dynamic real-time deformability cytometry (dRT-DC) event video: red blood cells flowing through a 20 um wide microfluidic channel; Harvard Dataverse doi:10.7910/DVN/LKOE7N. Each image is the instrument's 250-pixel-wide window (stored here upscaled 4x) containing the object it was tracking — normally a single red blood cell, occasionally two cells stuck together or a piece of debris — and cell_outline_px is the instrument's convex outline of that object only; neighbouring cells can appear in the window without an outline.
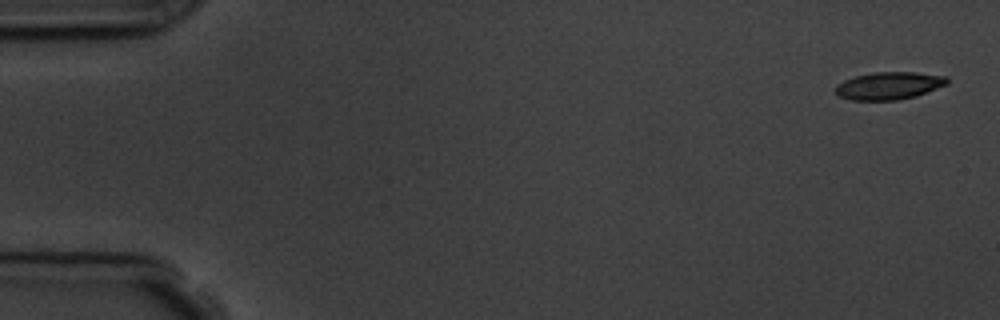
{"species": "common noctule bat (a hibernating species)", "species_latin": "Nyctalus noctula", "temperature_condition": "room temperature", "stored_images_in_passage": 5, "camera_frame_rate_fps": 3000, "um_per_image_px": 0.085, "animal": {"sex": "male", "body_mass_g": 19.5, "forearm_length_mm": 54.6}, "frame": {"image": 1, "passage_image": 1, "time_ms": 0.0, "image_size_px": [1000, 320], "cell_outline_px": [[948, 84], [916, 96], [896, 100], [852, 100], [836, 96], [836, 84], [844, 80], [856, 76], [876, 72], [912, 72], [948, 76]], "centroid_in_image_um": [75.56, 7.29], "position_along_channel_um": 9.4, "area_um2": 17.92}}
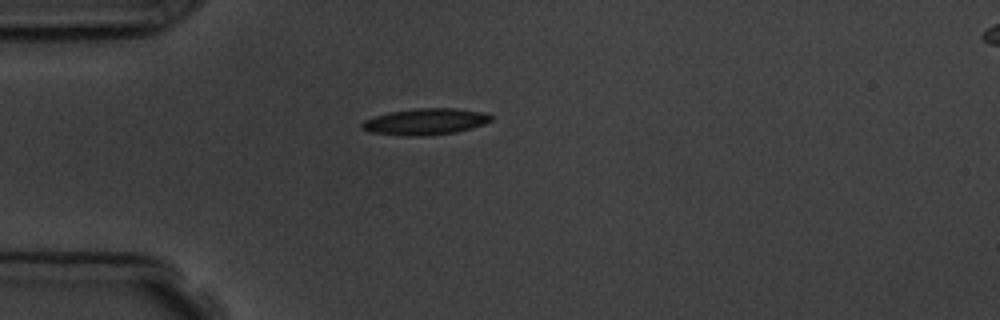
{"frame": {"image": 2, "passage_image": 4, "time_ms": 4.333, "image_size_px": [1000, 320], "cell_outline_px": [[492, 120], [484, 124], [456, 132], [420, 136], [400, 136], [372, 132], [360, 128], [360, 124], [364, 120], [388, 112], [420, 108], [456, 108], [484, 112], [492, 116]], "centroid_in_image_um": [36.14, 10.34], "position_along_channel_um": 48.9, "area_um2": 19.83}}